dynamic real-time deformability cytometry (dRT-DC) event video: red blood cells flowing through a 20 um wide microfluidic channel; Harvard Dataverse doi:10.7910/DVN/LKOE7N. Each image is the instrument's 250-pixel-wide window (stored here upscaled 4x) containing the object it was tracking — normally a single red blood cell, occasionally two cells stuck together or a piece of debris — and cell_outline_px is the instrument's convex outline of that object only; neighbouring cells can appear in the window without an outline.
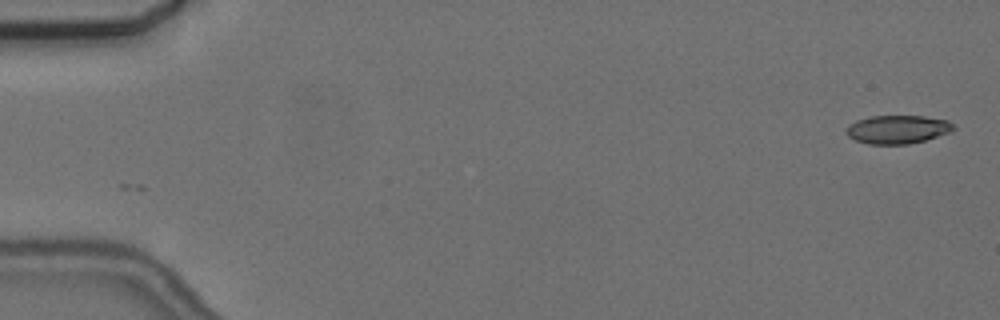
{"species": "common noctule bat (a hibernating species)", "species_latin": "Nyctalus noctula", "temperature_condition": "cold", "stored_images_in_passage": 6, "camera_frame_rate_fps": 3000, "um_per_image_px": 0.085, "animal": {"sex": "female", "body_mass_g": 24.6, "forearm_length_mm": 56.2}, "frame": {"image": 1, "passage_image": 1, "time_ms": 0.0, "image_size_px": [1000, 320], "cell_outline_px": [[956, 128], [952, 132], [924, 140], [908, 144], [868, 144], [856, 140], [848, 136], [844, 132], [848, 124], [856, 120], [872, 116], [924, 116], [948, 120]], "centroid_in_image_um": [76.28, 10.99], "position_along_channel_um": 8.7, "area_um2": 17.86}}
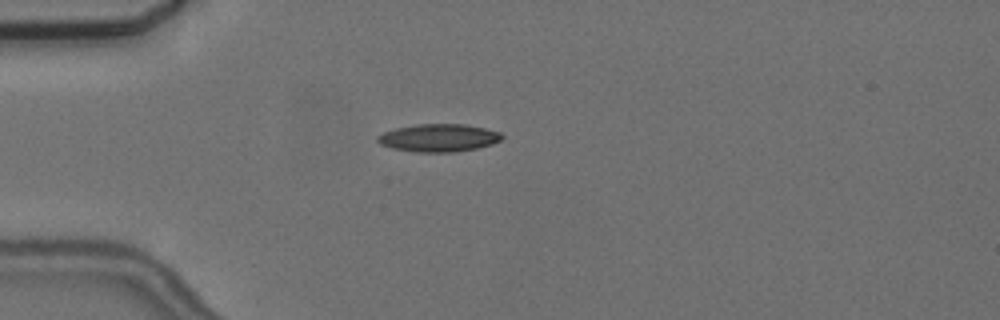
{"frame": {"image": 2, "passage_image": 5, "time_ms": 4.667, "image_size_px": [1000, 320], "cell_outline_px": [[504, 136], [500, 140], [492, 144], [476, 148], [456, 152], [416, 152], [392, 148], [380, 144], [376, 140], [376, 136], [384, 132], [396, 128], [416, 124], [464, 124], [484, 128], [500, 132]], "centroid_in_image_um": [37.27, 11.72], "position_along_channel_um": 47.7, "area_um2": 20.11}}